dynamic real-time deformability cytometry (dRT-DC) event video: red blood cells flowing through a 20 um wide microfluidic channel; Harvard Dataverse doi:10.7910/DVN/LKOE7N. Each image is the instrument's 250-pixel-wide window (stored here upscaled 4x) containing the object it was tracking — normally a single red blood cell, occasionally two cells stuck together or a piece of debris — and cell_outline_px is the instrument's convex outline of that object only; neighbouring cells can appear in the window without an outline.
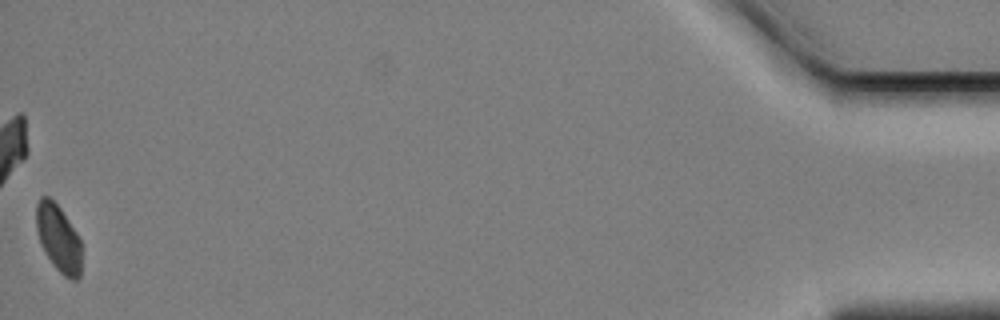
{"species": "Egyptian fruit bat (a non-hibernating species)", "species_latin": "Rousettus aegyptiacus", "temperature_condition": "cold", "stored_images_in_passage": 57, "camera_frame_rate_fps": 3000, "um_per_image_px": 0.085, "animal": {"sex": "female"}, "frame": {"image": 1, "passage_image": 57, "time_ms": 18.667, "image_size_px": [1000, 320], "cell_outline_px": [[80, 276], [76, 280], [72, 280], [64, 276], [56, 268], [44, 252], [40, 244], [36, 228], [36, 204], [40, 196], [48, 196], [60, 208], [76, 232], [80, 240]], "centroid_in_image_um": [4.94, 20.24], "position_along_channel_um": 430.3, "area_um2": 17.57}, "authors_computed_cell_mechanics": {"area_um2": 19.7676, "velocity_mm_per_s": 3.435, "shape_relaxation_time_tau1_ms": 10.4803, "shape_relaxation_time_tau2_ms": null, "deformation_change_tau1": 0.159, "deformation_change_tau2": null}}